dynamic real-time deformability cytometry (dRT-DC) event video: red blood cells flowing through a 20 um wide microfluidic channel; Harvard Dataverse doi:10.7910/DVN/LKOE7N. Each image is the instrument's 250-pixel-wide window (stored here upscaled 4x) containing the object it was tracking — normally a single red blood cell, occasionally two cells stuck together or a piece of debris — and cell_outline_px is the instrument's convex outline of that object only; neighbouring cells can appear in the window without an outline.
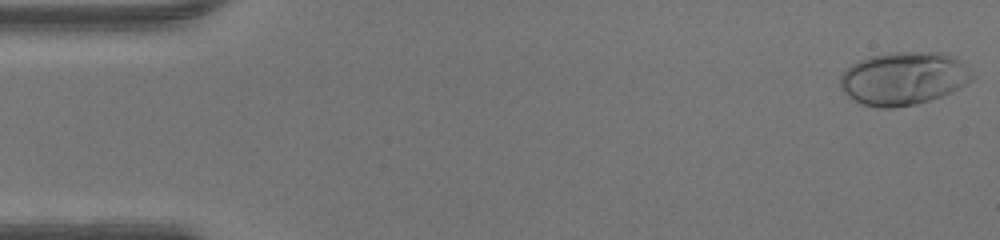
{"species": "human", "species_latin": "Homo sapiens", "temperature_condition": "warm", "stored_images_in_passage": 34, "camera_frame_rate_fps": 3000, "um_per_image_px": 0.085, "donor": {"sex": "male"}, "frame": {"image": 1, "passage_image": 1, "time_ms": 0.0, "image_size_px": [1000, 240], "cell_outline_px": [[976, 76], [972, 80], [952, 92], [916, 104], [892, 108], [880, 108], [864, 104], [848, 96], [840, 88], [840, 76], [852, 64], [860, 60], [872, 56], [888, 52], [940, 52], [952, 56], [960, 60]], "centroid_in_image_um": [76.82, 6.66], "position_along_channel_um": 8.2, "area_um2": 40.69}}
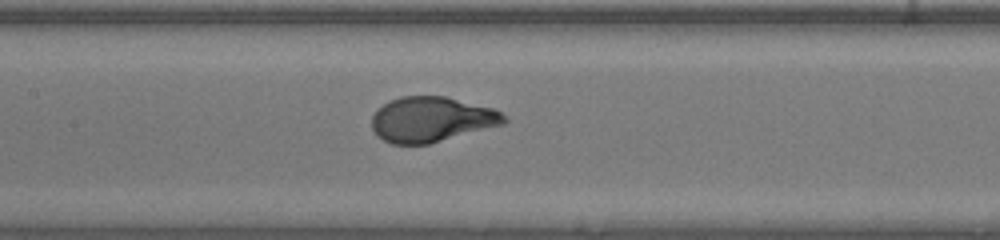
{"frame": {"image": 2, "passage_image": 22, "time_ms": 7.0, "image_size_px": [1000, 240], "cell_outline_px": [[508, 120], [504, 124], [428, 144], [392, 144], [376, 136], [372, 128], [372, 116], [388, 100], [400, 96], [444, 96], [492, 108], [500, 112]], "centroid_in_image_um": [36.65, 10.15], "position_along_channel_um": 170.7, "area_um2": 34.62}}
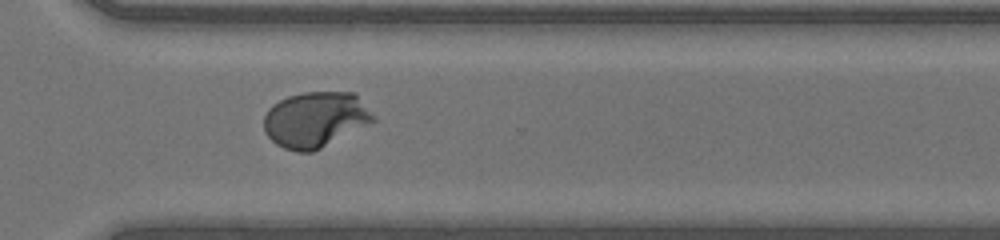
{"frame": {"image": 3, "passage_image": 34, "time_ms": 11.0, "image_size_px": [1000, 240], "cell_outline_px": [[376, 120], [312, 152], [296, 152], [284, 148], [276, 144], [264, 132], [264, 116], [268, 108], [272, 104], [288, 96], [304, 92], [356, 92], [376, 116]], "centroid_in_image_um": [26.81, 10.14], "position_along_channel_um": 343.8, "area_um2": 35.55}}